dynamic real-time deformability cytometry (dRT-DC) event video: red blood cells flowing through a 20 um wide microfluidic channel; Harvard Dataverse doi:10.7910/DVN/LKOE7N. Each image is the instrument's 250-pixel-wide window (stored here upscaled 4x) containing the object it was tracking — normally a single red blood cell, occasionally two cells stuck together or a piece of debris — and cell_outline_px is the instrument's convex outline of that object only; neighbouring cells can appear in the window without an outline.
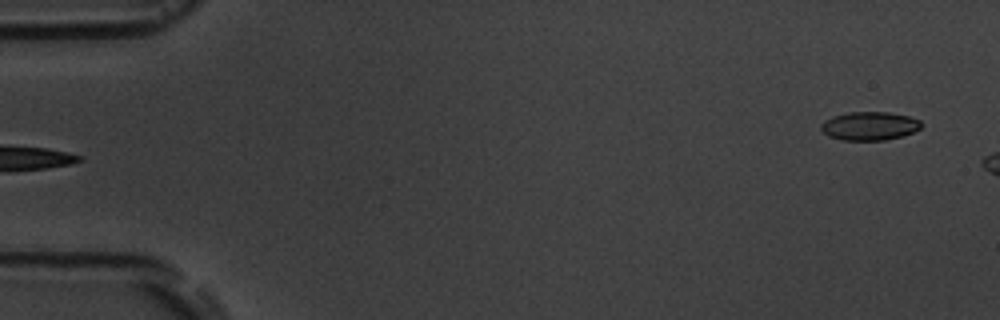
{"species": "common noctule bat (a hibernating species)", "species_latin": "Nyctalus noctula", "temperature_condition": "room temperature", "stored_images_in_passage": 6, "segment_of_instrument_passage": [2, 2], "camera_frame_rate_fps": 3000, "um_per_image_px": 0.085, "animal": {"sex": "male", "body_mass_g": 19.5, "forearm_length_mm": 54.6}, "frame": {"image": 1, "passage_image": 6, "time_ms": 6.0, "image_size_px": [1000, 320], "cell_outline_px": [[924, 124], [920, 128], [904, 136], [884, 140], [840, 140], [828, 136], [820, 128], [820, 124], [824, 120], [832, 116], [848, 112], [888, 112], [908, 116], [920, 120]], "centroid_in_image_um": [73.9, 10.71], "position_along_channel_um": 11.1, "area_um2": 16.82}}